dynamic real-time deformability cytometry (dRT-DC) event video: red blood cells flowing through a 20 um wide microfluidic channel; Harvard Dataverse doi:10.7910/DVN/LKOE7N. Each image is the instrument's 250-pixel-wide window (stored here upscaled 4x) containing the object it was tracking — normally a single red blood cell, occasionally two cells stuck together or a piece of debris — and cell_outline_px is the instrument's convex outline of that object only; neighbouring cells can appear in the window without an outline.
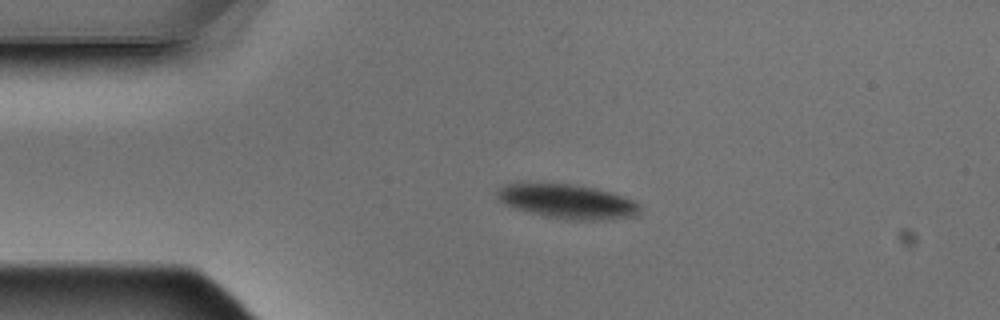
{"species": "Egyptian fruit bat (a non-hibernating species)", "species_latin": "Rousettus aegyptiacus", "temperature_condition": "warm", "stored_images_in_passage": 4, "camera_frame_rate_fps": 3000, "um_per_image_px": 0.085, "animal": {"sex": "male"}, "frame": {"image": 1, "passage_image": 3, "time_ms": 0.667, "image_size_px": [1000, 320], "cell_outline_px": [[640, 216], [604, 220], [568, 220], [544, 216], [528, 212], [504, 204], [496, 196], [496, 192], [500, 188], [508, 184], [572, 184], [596, 188], [624, 196], [640, 204]], "centroid_in_image_um": [48.31, 17.15], "position_along_channel_um": 36.7, "area_um2": 28.55}}